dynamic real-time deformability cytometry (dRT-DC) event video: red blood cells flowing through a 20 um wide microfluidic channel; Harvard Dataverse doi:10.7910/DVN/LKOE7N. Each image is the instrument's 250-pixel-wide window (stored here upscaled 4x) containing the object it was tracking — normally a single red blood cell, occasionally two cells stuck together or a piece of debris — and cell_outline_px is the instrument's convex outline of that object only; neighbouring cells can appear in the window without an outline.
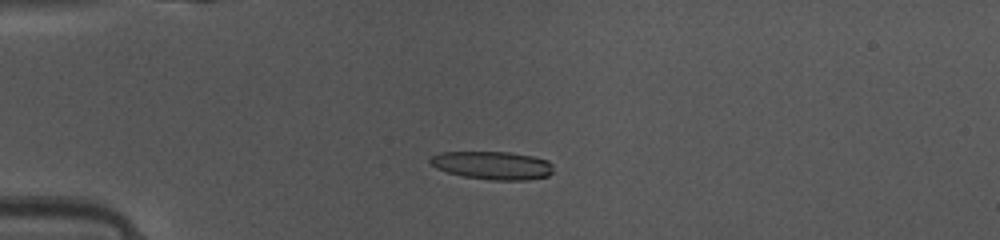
{"species": "common noctule bat (a hibernating species)", "species_latin": "Nyctalus noctula", "temperature_condition": "warm", "stored_images_in_passage": 35, "camera_frame_rate_fps": 3000, "um_per_image_px": 0.085, "animal": {"sex": "female", "body_mass_g": 10.0, "forearm_length_mm": 53.1}, "frame": {"image": 1, "passage_image": 3, "time_ms": 0.667, "image_size_px": [1000, 240], "cell_outline_px": [[552, 172], [548, 176], [528, 180], [488, 180], [464, 176], [448, 172], [436, 168], [428, 160], [428, 156], [440, 152], [512, 152], [532, 156], [548, 160], [552, 164]], "centroid_in_image_um": [41.85, 14.05], "position_along_channel_um": 43.1, "area_um2": 20.35}}
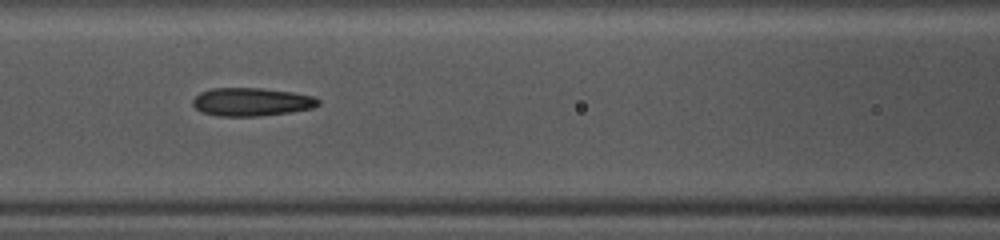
{"frame": {"image": 2, "passage_image": 12, "time_ms": 3.667, "image_size_px": [1000, 240], "cell_outline_px": [[320, 104], [312, 108], [288, 112], [260, 116], [220, 116], [200, 112], [192, 104], [192, 100], [200, 92], [212, 88], [260, 88], [292, 92], [312, 96], [320, 100]], "centroid_in_image_um": [21.35, 8.66], "position_along_channel_um": 145.2, "area_um2": 20.58}}
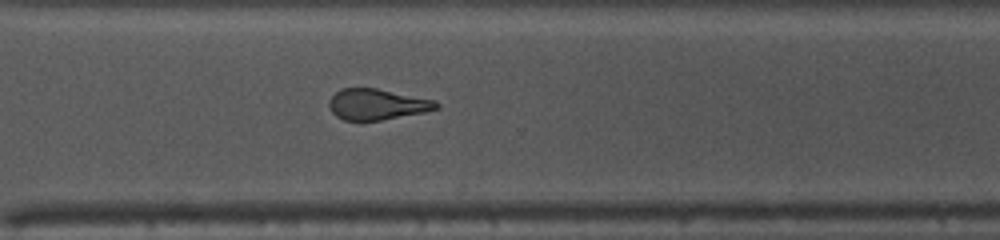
{"frame": {"image": 3, "passage_image": 26, "time_ms": 8.333, "image_size_px": [1000, 240], "cell_outline_px": [[440, 108], [424, 112], [380, 120], [344, 120], [336, 116], [332, 112], [328, 104], [328, 100], [340, 88], [376, 88], [436, 100], [440, 104]], "centroid_in_image_um": [32.05, 8.86], "position_along_channel_um": 338.5, "area_um2": 19.31}}